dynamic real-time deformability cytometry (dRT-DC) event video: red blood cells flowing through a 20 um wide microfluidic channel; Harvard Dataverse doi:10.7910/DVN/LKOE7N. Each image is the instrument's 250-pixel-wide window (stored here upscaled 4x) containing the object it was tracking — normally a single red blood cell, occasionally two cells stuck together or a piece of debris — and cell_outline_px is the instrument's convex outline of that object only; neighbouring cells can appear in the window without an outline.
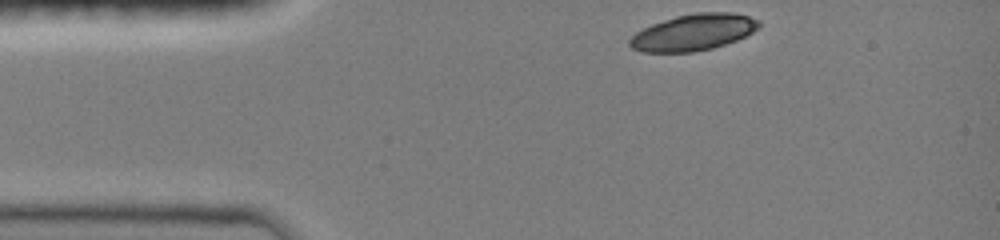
{"species": "common noctule bat (a hibernating species)", "species_latin": "Nyctalus noctula", "temperature_condition": "room temperature", "stored_images_in_passage": 36, "camera_frame_rate_fps": 3000, "um_per_image_px": 0.085, "animal": {"sex": "female", "body_mass_g": 19.0, "forearm_length_mm": 51.5}, "frame": {"image": 1, "passage_image": 1, "time_ms": 0.0, "image_size_px": [1000, 240], "cell_outline_px": [[760, 24], [752, 32], [736, 40], [712, 48], [692, 52], [640, 52], [632, 48], [628, 44], [628, 40], [636, 32], [652, 24], [676, 16], [696, 12], [732, 12], [748, 16], [760, 20]], "centroid_in_image_um": [58.91, 2.74], "position_along_channel_um": 26.1, "area_um2": 27.28}}